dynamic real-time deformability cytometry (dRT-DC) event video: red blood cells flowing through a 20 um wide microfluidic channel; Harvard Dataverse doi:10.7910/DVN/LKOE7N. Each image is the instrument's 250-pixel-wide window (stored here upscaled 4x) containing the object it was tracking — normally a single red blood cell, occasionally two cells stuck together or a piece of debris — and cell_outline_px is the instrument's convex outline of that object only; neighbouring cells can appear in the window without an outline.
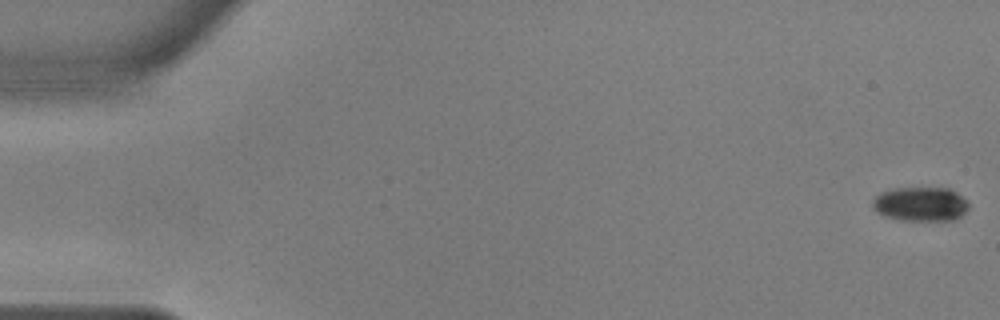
{"species": "common noctule bat (a hibernating species)", "species_latin": "Nyctalus noctula", "temperature_condition": "warm", "stored_images_in_passage": 56, "camera_frame_rate_fps": 3000, "um_per_image_px": 0.085, "animal": {"sex": "male", "body_mass_g": 17.9, "forearm_length_mm": 54.2}, "frame": {"image": 1, "passage_image": 1, "time_ms": 0.0, "image_size_px": [1000, 320], "cell_outline_px": [[968, 208], [956, 220], [900, 220], [884, 216], [876, 212], [872, 208], [872, 200], [880, 192], [892, 188], [948, 188], [956, 192], [968, 200]], "centroid_in_image_um": [78.22, 17.34], "position_along_channel_um": 6.8, "area_um2": 19.36}}
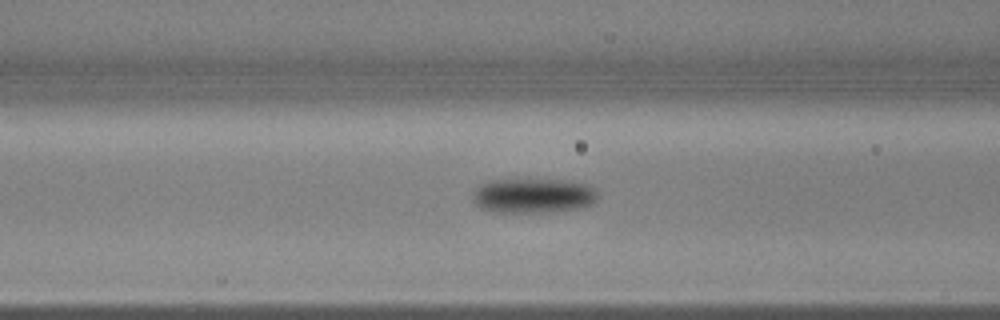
{"frame": {"image": 2, "passage_image": 23, "time_ms": 7.333, "image_size_px": [1000, 320], "cell_outline_px": [[600, 196], [592, 204], [580, 208], [552, 212], [496, 212], [480, 208], [472, 200], [472, 192], [480, 184], [488, 180], [528, 176], [572, 180], [588, 184]], "centroid_in_image_um": [45.31, 16.57], "position_along_channel_um": 121.3, "area_um2": 26.82}}
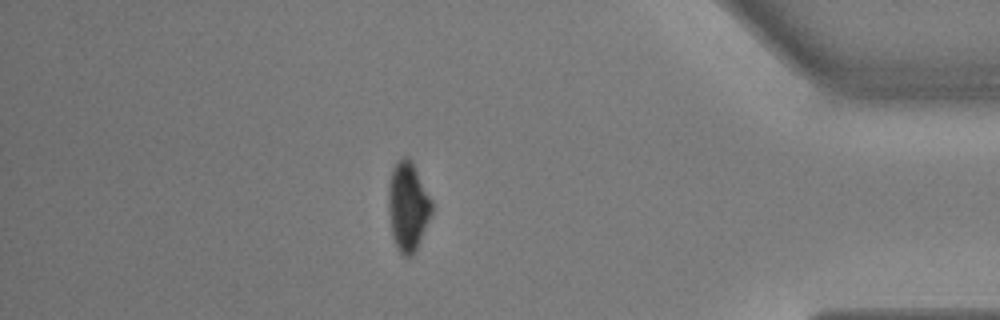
{"frame": {"image": 3, "passage_image": 49, "time_ms": 16.0, "image_size_px": [1000, 320], "cell_outline_px": [[432, 212], [416, 248], [412, 256], [404, 256], [400, 252], [392, 236], [388, 208], [388, 188], [392, 172], [396, 164], [404, 156], [408, 156], [412, 160], [432, 200]], "centroid_in_image_um": [34.67, 17.52], "position_along_channel_um": 400.5, "area_um2": 22.14}, "authors_computed_cell_mechanics": {"area_um2": 23.2356, "velocity_mm_per_s": 3.6318, "shape_relaxation_time_tau1_ms": 5.6195, "shape_relaxation_time_tau2_ms": null, "deformation_change_tau1": 0.1876, "deformation_change_tau2": null}}